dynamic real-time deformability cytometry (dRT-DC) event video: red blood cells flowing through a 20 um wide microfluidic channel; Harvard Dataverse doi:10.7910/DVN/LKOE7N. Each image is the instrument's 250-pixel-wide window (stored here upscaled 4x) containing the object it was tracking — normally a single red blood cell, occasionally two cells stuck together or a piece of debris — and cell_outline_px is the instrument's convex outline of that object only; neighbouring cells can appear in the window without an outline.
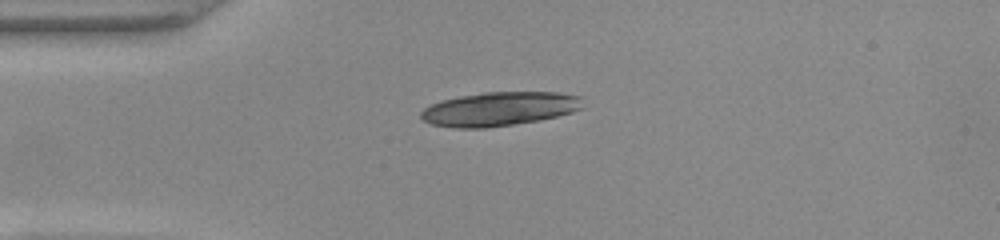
{"species": "common noctule bat (a hibernating species)", "species_latin": "Nyctalus noctula", "temperature_condition": "warm", "stored_images_in_passage": 38, "camera_frame_rate_fps": 3000, "um_per_image_px": 0.085, "animal": {"sex": "female", "body_mass_g": 22.0, "forearm_length_mm": 56.7}, "frame": {"image": 1, "passage_image": 1, "time_ms": 0.0, "image_size_px": [1000, 240], "cell_outline_px": [[584, 108], [572, 112], [540, 120], [484, 128], [456, 128], [432, 124], [424, 120], [420, 116], [420, 112], [424, 108], [432, 104], [444, 100], [460, 96], [484, 92], [560, 92], [580, 96]], "centroid_in_image_um": [42.47, 9.25], "position_along_channel_um": 42.5, "area_um2": 31.91}}